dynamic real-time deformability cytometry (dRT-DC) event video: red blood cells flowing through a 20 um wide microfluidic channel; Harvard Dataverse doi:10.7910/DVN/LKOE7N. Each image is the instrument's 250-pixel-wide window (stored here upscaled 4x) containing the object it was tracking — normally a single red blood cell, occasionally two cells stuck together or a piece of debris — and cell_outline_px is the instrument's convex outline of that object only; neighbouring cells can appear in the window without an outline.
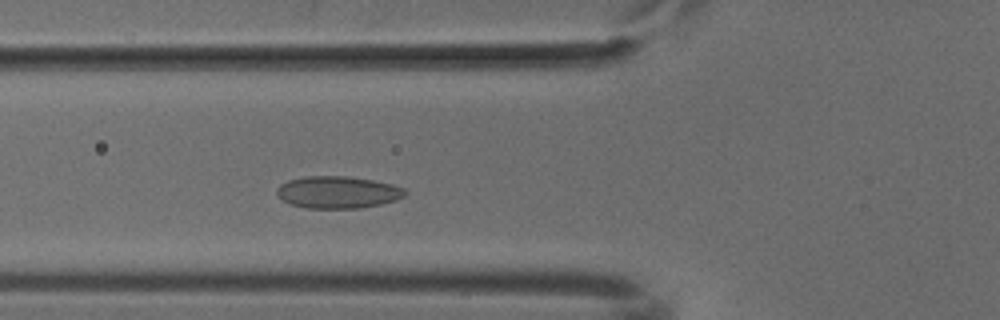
{"species": "common noctule bat (a hibernating species)", "species_latin": "Nyctalus noctula", "temperature_condition": "cold", "stored_images_in_passage": 40, "camera_frame_rate_fps": 3000, "um_per_image_px": 0.085, "animal": {"sex": "male", "body_mass_g": 18.8}, "frame": {"image": 1, "passage_image": 9, "time_ms": 2.667, "image_size_px": [1000, 320], "cell_outline_px": [[408, 192], [404, 196], [396, 200], [380, 204], [356, 208], [308, 208], [288, 204], [276, 192], [276, 188], [280, 184], [288, 180], [308, 176], [348, 176], [372, 180], [392, 184], [404, 188]], "centroid_in_image_um": [28.71, 16.33], "position_along_channel_um": 97.1, "area_um2": 23.93}}
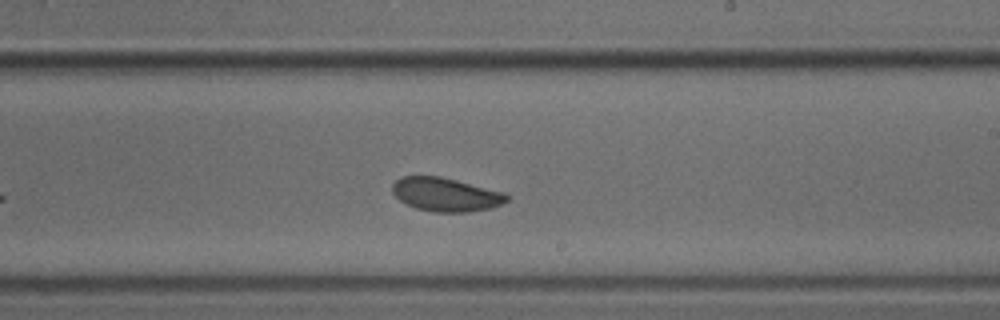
{"frame": {"image": 2, "passage_image": 21, "time_ms": 6.667, "image_size_px": [1000, 320], "cell_outline_px": [[508, 200], [492, 208], [468, 212], [436, 212], [416, 208], [400, 200], [392, 192], [392, 184], [400, 176], [440, 176], [504, 192], [508, 196]], "centroid_in_image_um": [37.88, 16.53], "position_along_channel_um": 251.1, "area_um2": 22.31}}
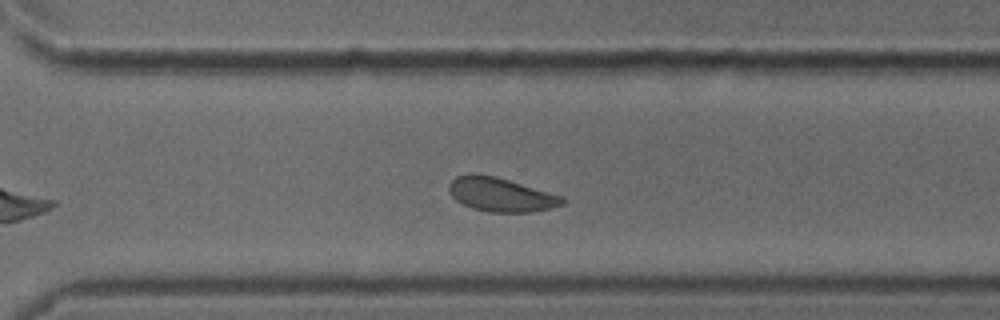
{"frame": {"image": 3, "passage_image": 27, "time_ms": 8.667, "image_size_px": [1000, 320], "cell_outline_px": [[564, 204], [532, 212], [488, 212], [472, 208], [456, 200], [452, 196], [448, 188], [448, 184], [456, 176], [468, 172], [472, 172], [496, 176], [564, 196]], "centroid_in_image_um": [42.54, 16.52], "position_along_channel_um": 328.1, "area_um2": 22.6}}